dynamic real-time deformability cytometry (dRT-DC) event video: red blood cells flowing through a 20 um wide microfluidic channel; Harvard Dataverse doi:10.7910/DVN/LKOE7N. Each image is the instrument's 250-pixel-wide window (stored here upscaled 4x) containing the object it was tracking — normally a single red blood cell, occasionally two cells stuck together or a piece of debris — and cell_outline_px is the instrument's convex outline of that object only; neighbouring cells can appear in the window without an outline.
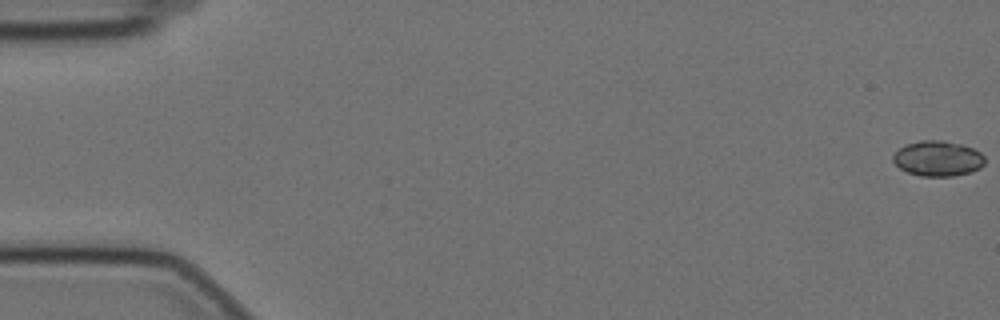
{"species": "Egyptian fruit bat (a non-hibernating species)", "species_latin": "Rousettus aegyptiacus", "temperature_condition": "cold", "stored_images_in_passage": 52, "camera_frame_rate_fps": 3000, "um_per_image_px": 0.085, "animal": {"sex": "female"}, "frame": {"image": 1, "passage_image": 1, "time_ms": 0.0, "image_size_px": [1000, 320], "cell_outline_px": [[984, 164], [980, 168], [972, 172], [952, 176], [920, 176], [908, 172], [900, 168], [892, 160], [892, 156], [900, 148], [908, 144], [920, 140], [940, 140], [960, 144], [972, 148], [980, 152], [984, 156]], "centroid_in_image_um": [79.72, 13.48], "position_along_channel_um": 5.3, "area_um2": 18.79}}
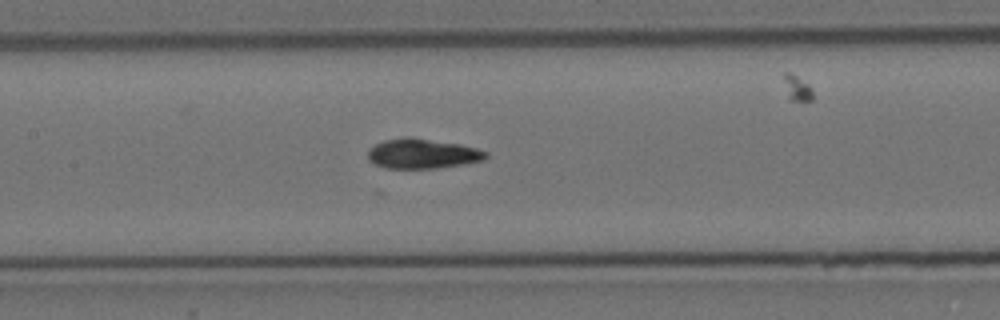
{"frame": {"image": 2, "passage_image": 28, "time_ms": 9.0, "image_size_px": [1000, 320], "cell_outline_px": [[488, 156], [484, 160], [464, 164], [436, 168], [384, 168], [368, 160], [368, 152], [376, 144], [384, 140], [428, 140], [460, 144], [476, 148], [488, 152]], "centroid_in_image_um": [35.96, 13.11], "position_along_channel_um": 171.4, "area_um2": 19.65}}
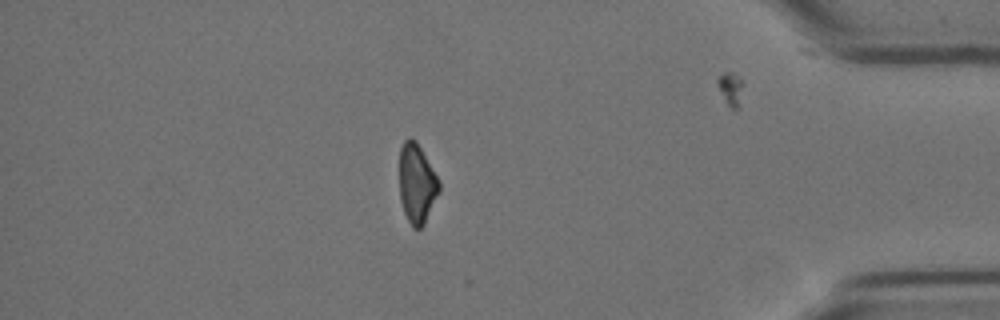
{"frame": {"image": 3, "passage_image": 51, "time_ms": 16.667, "image_size_px": [1000, 320], "cell_outline_px": [[440, 192], [424, 224], [420, 228], [412, 228], [404, 212], [400, 200], [400, 148], [404, 140], [408, 136], [412, 136], [416, 140], [440, 180]], "centroid_in_image_um": [35.44, 15.57], "position_along_channel_um": 399.8, "area_um2": 18.61}, "authors_computed_cell_mechanics": {"area_um2": 20.0277, "velocity_mm_per_s": 3.4848, "shape_relaxation_time_tau1_ms": 7.8502, "shape_relaxation_time_tau2_ms": 3.8728, "deformation_change_tau1": 0.1709, "deformation_change_tau2": 0.0811}}